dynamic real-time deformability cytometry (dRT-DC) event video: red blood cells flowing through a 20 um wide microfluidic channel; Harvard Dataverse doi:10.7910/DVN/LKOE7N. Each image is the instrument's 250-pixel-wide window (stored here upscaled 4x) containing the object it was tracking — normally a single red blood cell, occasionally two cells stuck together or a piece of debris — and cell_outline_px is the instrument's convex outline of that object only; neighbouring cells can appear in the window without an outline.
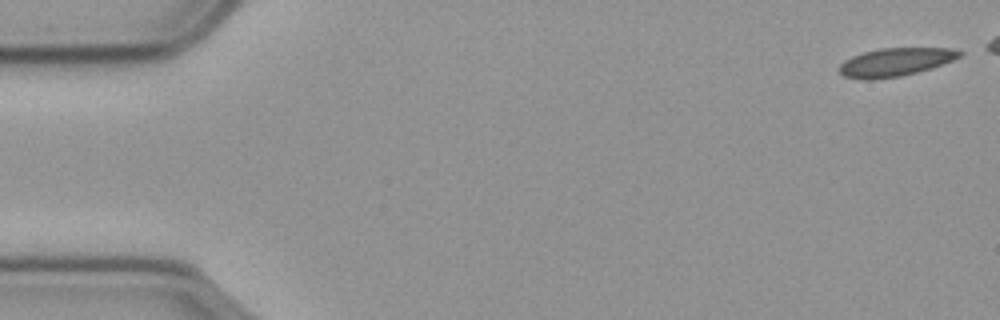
{"species": "common noctule bat (a hibernating species)", "species_latin": "Nyctalus noctula", "temperature_condition": "cold", "stored_images_in_passage": 49, "camera_frame_rate_fps": 3000, "um_per_image_px": 0.085, "animal": {"sex": "male", "body_mass_g": 23.1, "forearm_length_mm": 52.7}, "frame": {"image": 1, "passage_image": 1, "time_ms": 0.0, "image_size_px": [1000, 320], "cell_outline_px": [[964, 52], [960, 56], [952, 60], [916, 72], [900, 76], [872, 80], [864, 80], [844, 76], [840, 72], [840, 64], [844, 60], [852, 56], [864, 52], [880, 48], [952, 48]], "centroid_in_image_um": [76.07, 5.27], "position_along_channel_um": 8.9, "area_um2": 19.54}}
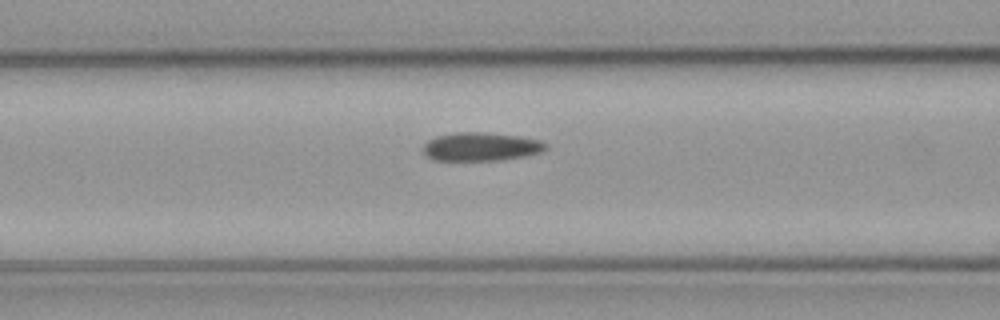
{"frame": {"image": 2, "passage_image": 22, "time_ms": 7.0, "image_size_px": [1000, 320], "cell_outline_px": [[548, 148], [540, 152], [528, 156], [500, 160], [432, 160], [424, 152], [424, 144], [428, 140], [436, 136], [456, 132], [484, 132], [520, 136], [540, 140], [548, 144]], "centroid_in_image_um": [40.92, 12.46], "position_along_channel_um": 125.7, "area_um2": 20.46}}
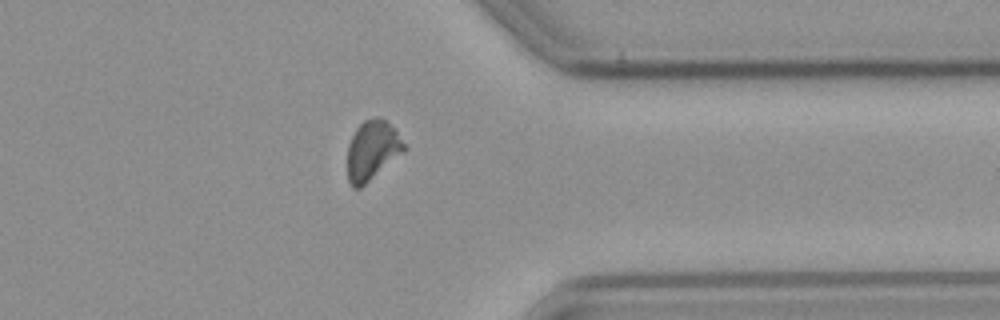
{"frame": {"image": 3, "passage_image": 44, "time_ms": 14.333, "image_size_px": [1000, 320], "cell_outline_px": [[408, 148], [404, 152], [360, 188], [352, 188], [348, 180], [348, 144], [356, 128], [364, 120], [376, 116], [384, 120], [396, 128]], "centroid_in_image_um": [31.66, 12.76], "position_along_channel_um": 379.7, "area_um2": 19.77}}